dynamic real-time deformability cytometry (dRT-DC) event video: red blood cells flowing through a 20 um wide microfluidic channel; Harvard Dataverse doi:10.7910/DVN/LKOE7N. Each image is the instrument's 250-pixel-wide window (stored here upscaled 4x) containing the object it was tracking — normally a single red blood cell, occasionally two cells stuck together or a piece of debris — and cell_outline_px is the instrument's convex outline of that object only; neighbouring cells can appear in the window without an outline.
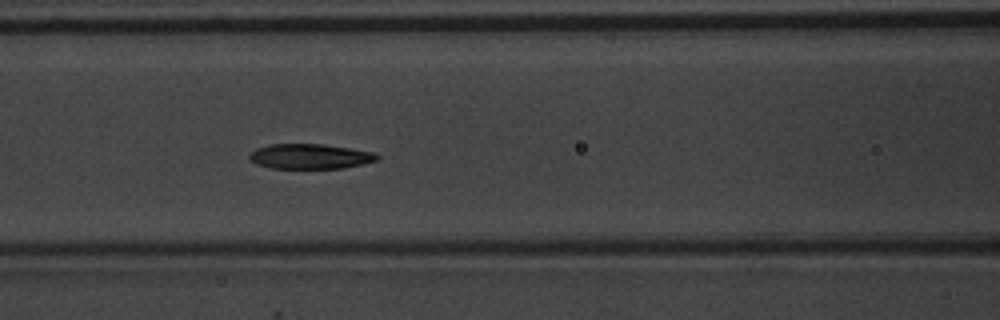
{"species": "common noctule bat (a hibernating species)", "species_latin": "Nyctalus noctula", "temperature_condition": "warm", "stored_images_in_passage": 15, "camera_frame_rate_fps": 3000, "um_per_image_px": 0.085, "animal": {"sex": "male", "body_mass_g": 20.1, "forearm_length_mm": 53.5}, "frame": {"image": 1, "passage_image": 9, "time_ms": 2.667, "image_size_px": [1000, 320], "cell_outline_px": [[380, 156], [376, 160], [344, 168], [272, 168], [256, 164], [248, 160], [248, 156], [256, 148], [268, 144], [320, 144], [376, 152]], "centroid_in_image_um": [26.31, 13.29], "position_along_channel_um": 140.3, "area_um2": 18.55}}
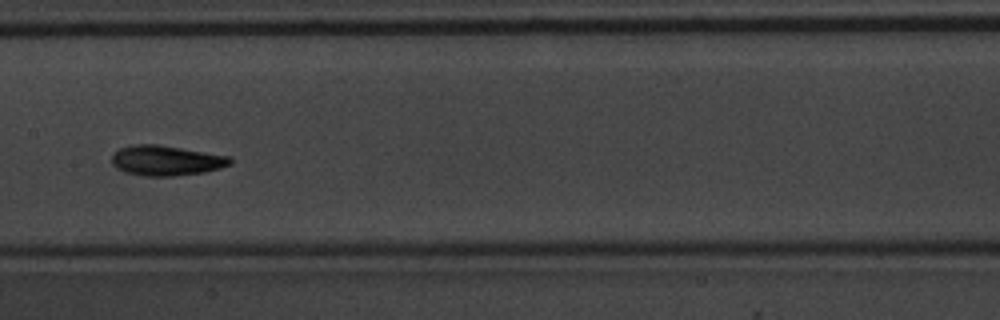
{"frame": {"image": 2, "passage_image": 13, "time_ms": 4.0, "image_size_px": [1000, 320], "cell_outline_px": [[232, 164], [220, 168], [204, 172], [172, 176], [144, 176], [124, 172], [116, 168], [112, 164], [112, 156], [120, 148], [132, 144], [156, 144], [228, 156], [232, 160]], "centroid_in_image_um": [14.1, 13.65], "position_along_channel_um": 193.3, "area_um2": 20.63}}